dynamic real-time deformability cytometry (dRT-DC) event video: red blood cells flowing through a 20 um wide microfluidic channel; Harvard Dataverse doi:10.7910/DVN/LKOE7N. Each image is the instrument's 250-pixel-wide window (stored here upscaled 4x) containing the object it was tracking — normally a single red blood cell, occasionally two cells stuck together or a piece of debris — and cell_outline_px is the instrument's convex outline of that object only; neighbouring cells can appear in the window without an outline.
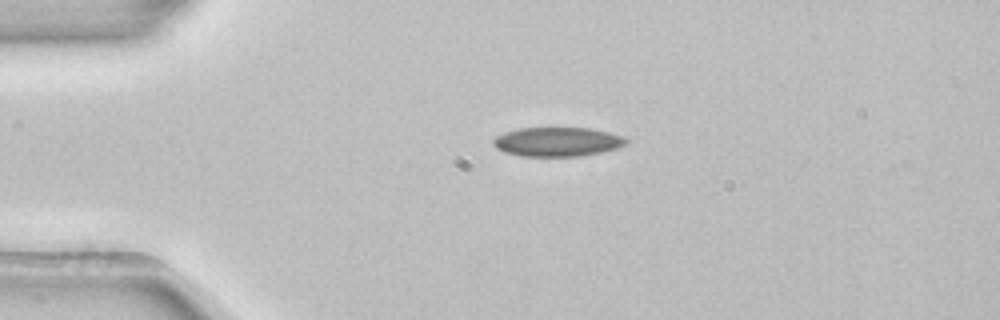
{"species": "common noctule bat (a hibernating species)", "species_latin": "Nyctalus noctula", "temperature_condition": "room temperature", "stored_images_in_passage": 41, "camera_frame_rate_fps": 3000, "um_per_image_px": 0.085, "animal": {"sex": "female", "body_mass_g": 22.7, "forearm_length_mm": 54.2}, "frame": {"image": 1, "passage_image": 1, "time_ms": 0.0, "image_size_px": [1000, 320], "cell_outline_px": [[628, 140], [624, 144], [616, 148], [600, 152], [580, 156], [520, 156], [504, 152], [496, 148], [492, 144], [492, 140], [496, 136], [504, 132], [520, 128], [588, 128], [608, 132], [624, 136]], "centroid_in_image_um": [47.33, 12.05], "position_along_channel_um": 37.7, "area_um2": 22.54}}
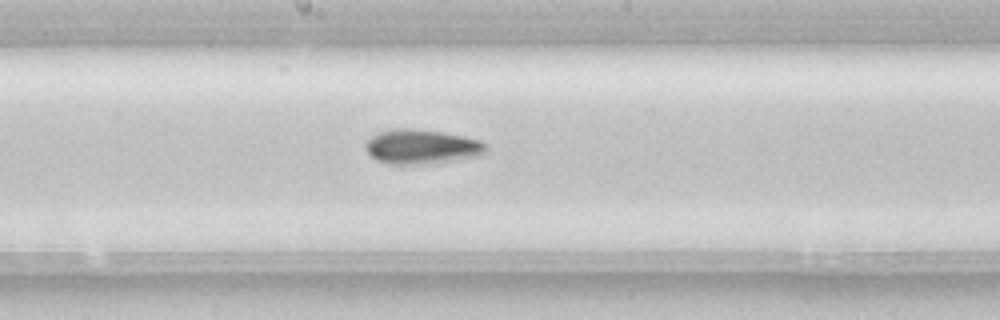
{"frame": {"image": 2, "passage_image": 17, "time_ms": 5.333, "image_size_px": [1000, 320], "cell_outline_px": [[488, 148], [480, 156], [428, 164], [392, 164], [376, 160], [368, 152], [364, 144], [372, 136], [380, 132], [392, 128], [408, 128], [440, 132], [464, 136], [480, 140]], "centroid_in_image_um": [35.84, 12.47], "position_along_channel_um": 212.4, "area_um2": 24.1}}
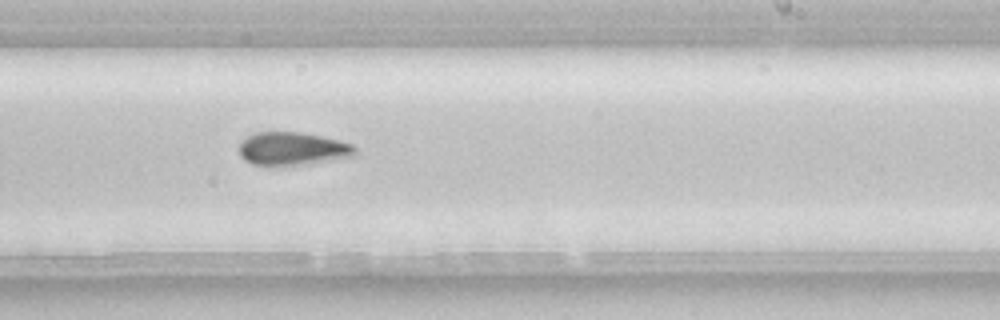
{"frame": {"image": 3, "passage_image": 21, "time_ms": 6.667, "image_size_px": [1000, 320], "cell_outline_px": [[356, 152], [352, 156], [312, 164], [252, 164], [244, 160], [240, 156], [236, 148], [248, 136], [256, 132], [300, 132], [340, 140], [352, 144], [356, 148]], "centroid_in_image_um": [24.85, 12.63], "position_along_channel_um": 264.1, "area_um2": 22.25}, "authors_computed_cell_mechanics": {"area_um2": 22.0796, "velocity_mm_per_s": 3.9218, "shape_relaxation_time_tau1_ms": 5.8587, "shape_relaxation_time_tau2_ms": null, "deformation_change_tau1": 0.1011, "deformation_change_tau2": null}}